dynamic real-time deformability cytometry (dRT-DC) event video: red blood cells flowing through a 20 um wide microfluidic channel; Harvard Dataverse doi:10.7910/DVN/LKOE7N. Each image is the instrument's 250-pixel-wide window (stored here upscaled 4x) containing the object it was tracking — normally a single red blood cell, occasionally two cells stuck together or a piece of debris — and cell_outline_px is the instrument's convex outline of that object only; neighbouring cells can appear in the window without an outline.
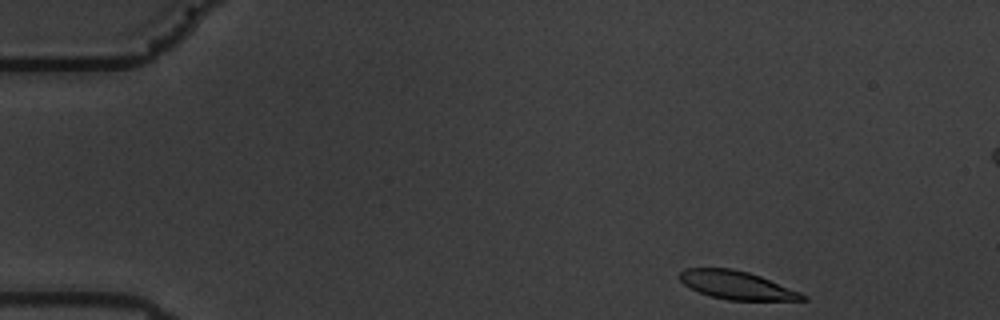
{"species": "common noctule bat (a hibernating species)", "species_latin": "Nyctalus noctula", "temperature_condition": "warm", "stored_images_in_passage": 53, "camera_frame_rate_fps": 3000, "um_per_image_px": 0.085, "animal": {"sex": "male", "body_mass_g": 19.5, "forearm_length_mm": 54.6}, "frame": {"image": 1, "passage_image": 1, "time_ms": 0.0, "image_size_px": [1000, 320], "cell_outline_px": [[808, 300], [728, 300], [712, 296], [700, 292], [684, 284], [676, 276], [684, 268], [732, 268], [748, 272], [760, 276], [800, 292], [808, 296]], "centroid_in_image_um": [62.61, 24.23], "position_along_channel_um": 22.4, "area_um2": 20.11}}
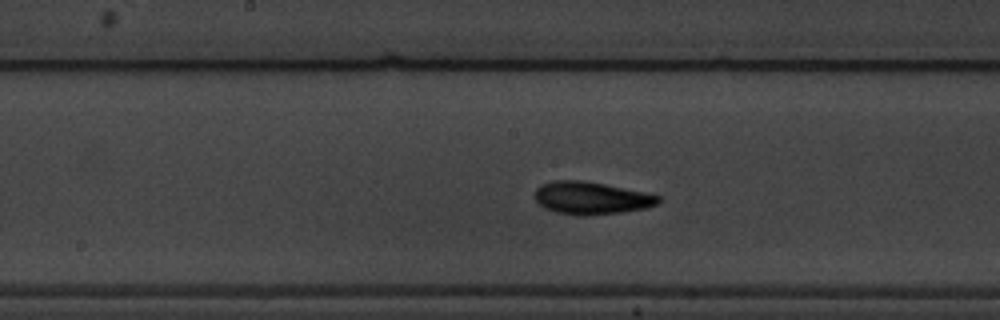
{"frame": {"image": 2, "passage_image": 24, "time_ms": 7.667, "image_size_px": [1000, 320], "cell_outline_px": [[660, 200], [656, 204], [644, 208], [620, 212], [584, 216], [580, 216], [556, 212], [544, 208], [536, 200], [536, 188], [540, 184], [552, 180], [584, 180], [644, 192], [660, 196]], "centroid_in_image_um": [50.21, 16.82], "position_along_channel_um": 198.0, "area_um2": 23.29}}
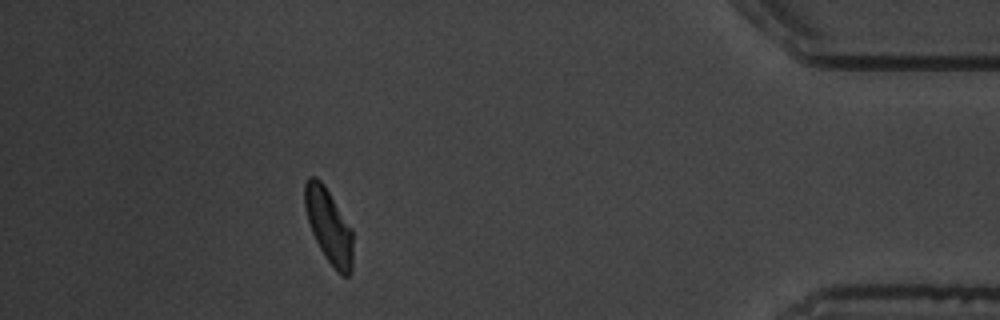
{"frame": {"image": 3, "passage_image": 46, "time_ms": 15.0, "image_size_px": [1000, 320], "cell_outline_px": [[352, 272], [348, 276], [340, 276], [336, 272], [320, 248], [312, 232], [304, 208], [304, 184], [308, 176], [316, 176], [324, 184], [352, 228]], "centroid_in_image_um": [27.94, 19.19], "position_along_channel_um": 407.3, "area_um2": 20.98}}